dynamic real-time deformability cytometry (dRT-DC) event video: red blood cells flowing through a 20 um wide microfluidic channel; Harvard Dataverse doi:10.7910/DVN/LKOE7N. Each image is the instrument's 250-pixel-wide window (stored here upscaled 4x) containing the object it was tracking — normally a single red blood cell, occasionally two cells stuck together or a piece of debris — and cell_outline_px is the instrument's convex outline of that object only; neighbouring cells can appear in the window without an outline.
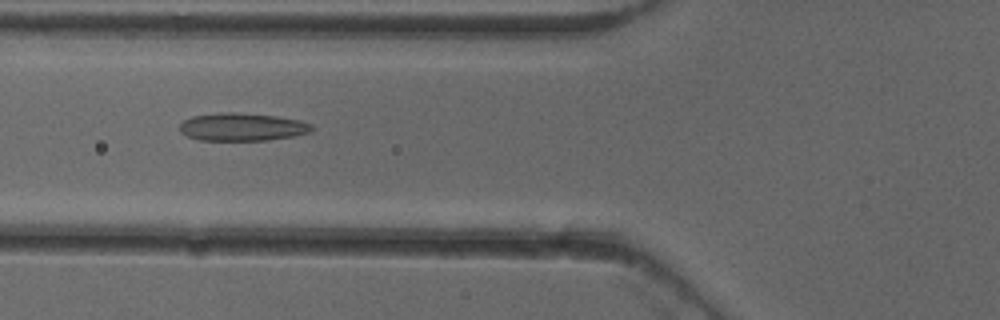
{"species": "common noctule bat (a hibernating species)", "species_latin": "Nyctalus noctula", "temperature_condition": "cold", "stored_images_in_passage": 41, "camera_frame_rate_fps": 3000, "um_per_image_px": 0.085, "animal": {"sex": "female"}, "frame": {"image": 1, "passage_image": 9, "time_ms": 2.667, "image_size_px": [1000, 320], "cell_outline_px": [[312, 132], [292, 136], [268, 140], [200, 140], [188, 136], [180, 132], [180, 124], [184, 120], [192, 116], [216, 112], [236, 112], [276, 116], [300, 120], [312, 124]], "centroid_in_image_um": [20.58, 10.78], "position_along_channel_um": 105.2, "area_um2": 21.5}}
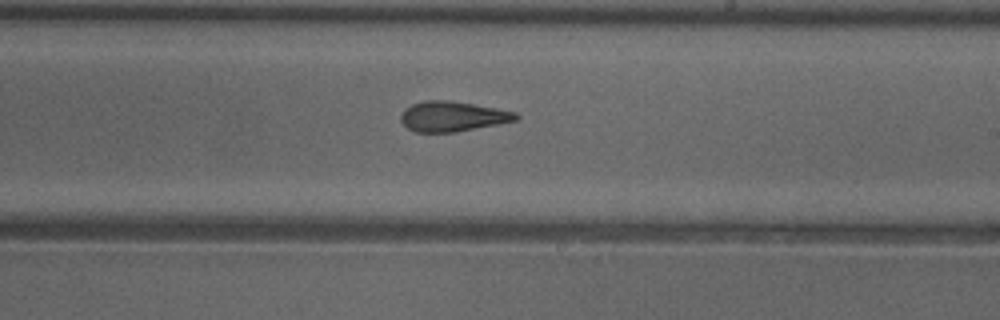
{"frame": {"image": 2, "passage_image": 20, "time_ms": 6.333, "image_size_px": [1000, 320], "cell_outline_px": [[520, 120], [456, 132], [416, 132], [408, 128], [400, 120], [400, 116], [404, 108], [412, 104], [424, 100], [448, 100], [496, 108], [516, 112], [520, 116]], "centroid_in_image_um": [38.48, 9.89], "position_along_channel_um": 250.5, "area_um2": 20.29}}
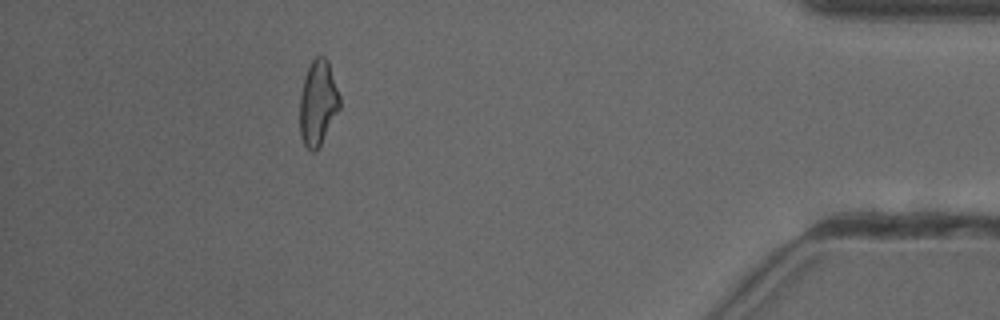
{"frame": {"image": 3, "passage_image": 36, "time_ms": 11.667, "image_size_px": [1000, 320], "cell_outline_px": [[340, 108], [320, 144], [312, 152], [304, 144], [300, 136], [300, 96], [304, 80], [308, 68], [312, 60], [316, 56], [324, 56], [328, 60], [340, 96]], "centroid_in_image_um": [27.03, 8.72], "position_along_channel_um": 408.2, "area_um2": 19.48}, "authors_computed_cell_mechanics": {"area_um2": 20.2878, "velocity_mm_per_s": 3.9441, "shape_relaxation_time_tau1_ms": 9.7465, "shape_relaxation_time_tau2_ms": 2.2164, "deformation_change_tau1": 0.2308, "deformation_change_tau2": 0.0997}}